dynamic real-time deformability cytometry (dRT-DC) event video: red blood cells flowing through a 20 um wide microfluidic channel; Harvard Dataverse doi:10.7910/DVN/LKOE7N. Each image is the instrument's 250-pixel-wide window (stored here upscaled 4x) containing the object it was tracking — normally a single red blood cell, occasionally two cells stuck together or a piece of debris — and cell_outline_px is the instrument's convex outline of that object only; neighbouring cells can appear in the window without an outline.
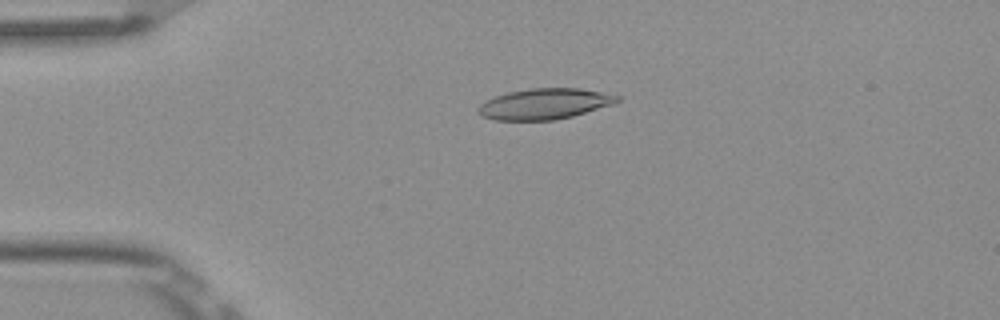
{"species": "Egyptian fruit bat (a non-hibernating species)", "species_latin": "Rousettus aegyptiacus", "temperature_condition": "room temperature", "stored_images_in_passage": 3, "camera_frame_rate_fps": 3000, "um_per_image_px": 0.085, "frame": {"image": 1, "passage_image": 2, "time_ms": 0.333, "image_size_px": [1000, 320], "cell_outline_px": [[620, 100], [612, 104], [572, 116], [552, 120], [492, 120], [480, 116], [476, 112], [476, 108], [480, 104], [496, 96], [508, 92], [528, 88], [580, 88], [620, 96]], "centroid_in_image_um": [46.22, 8.83], "position_along_channel_um": 38.8, "area_um2": 24.85}}